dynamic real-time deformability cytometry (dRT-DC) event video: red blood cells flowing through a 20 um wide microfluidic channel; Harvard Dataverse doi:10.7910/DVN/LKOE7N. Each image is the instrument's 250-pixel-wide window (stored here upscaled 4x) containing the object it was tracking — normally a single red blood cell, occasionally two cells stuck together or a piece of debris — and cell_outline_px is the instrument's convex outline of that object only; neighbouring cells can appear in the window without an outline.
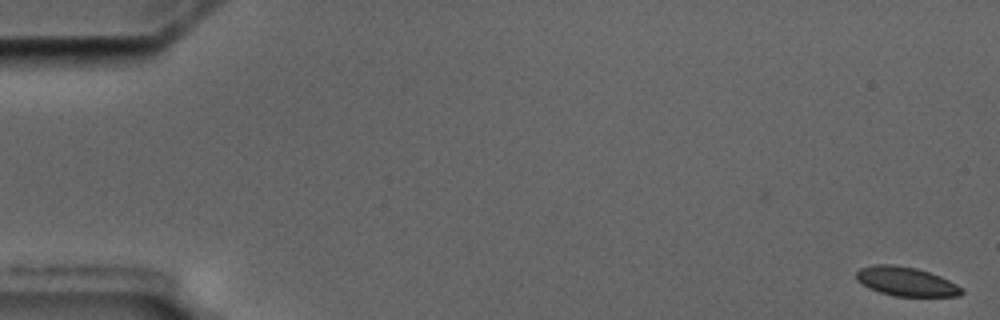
{"species": "common noctule bat (a hibernating species)", "species_latin": "Nyctalus noctula", "temperature_condition": "cold", "stored_images_in_passage": 5, "camera_frame_rate_fps": 3000, "um_per_image_px": 0.085, "animal": {"sex": "male", "body_mass_g": 17.5, "forearm_length_mm": 52.3}, "frame": {"image": 1, "passage_image": 1, "time_ms": 0.0, "image_size_px": [1000, 320], "cell_outline_px": [[964, 292], [960, 296], [892, 296], [868, 288], [856, 280], [856, 272], [860, 268], [876, 264], [892, 264], [916, 268], [940, 276], [964, 288]], "centroid_in_image_um": [77.01, 23.93], "position_along_channel_um": 8.0, "area_um2": 17.92}}
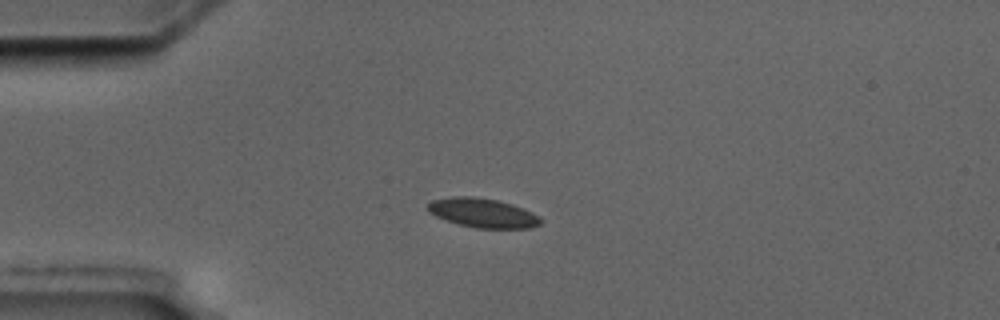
{"frame": {"image": 2, "passage_image": 5, "time_ms": 4.667, "image_size_px": [1000, 320], "cell_outline_px": [[544, 220], [540, 224], [532, 228], [476, 228], [444, 220], [428, 212], [428, 204], [432, 200], [452, 196], [472, 196], [496, 200], [512, 204], [532, 212], [540, 216]], "centroid_in_image_um": [41.05, 18.1], "position_along_channel_um": 43.9, "area_um2": 19.31}}